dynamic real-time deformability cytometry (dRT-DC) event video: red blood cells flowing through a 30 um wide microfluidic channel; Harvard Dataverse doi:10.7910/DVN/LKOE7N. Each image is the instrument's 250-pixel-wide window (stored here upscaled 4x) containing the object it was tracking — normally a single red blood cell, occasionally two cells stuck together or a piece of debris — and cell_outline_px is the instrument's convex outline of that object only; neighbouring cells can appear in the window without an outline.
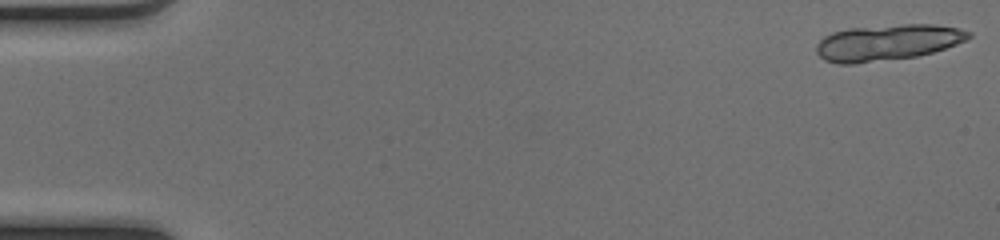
{"species": "common noctule bat (a hibernating species)", "species_latin": "Nyctalus noctula", "temperature_condition": "cold", "stored_images_in_passage": 18, "camera_frame_rate_fps": 3000, "um_per_image_px": 0.085, "animal": {"sex": "female", "body_mass_g": 17.0, "forearm_length_mm": 48.0}, "frame": {"image": 1, "passage_image": 1, "time_ms": 0.0, "image_size_px": [1000, 240], "cell_outline_px": [[972, 36], [956, 44], [932, 52], [916, 56], [852, 64], [836, 64], [824, 60], [816, 52], [816, 44], [824, 36], [832, 32], [848, 28], [904, 24], [932, 24], [956, 28], [972, 32]], "centroid_in_image_um": [75.38, 3.61], "position_along_channel_um": 9.6, "area_um2": 31.85}}